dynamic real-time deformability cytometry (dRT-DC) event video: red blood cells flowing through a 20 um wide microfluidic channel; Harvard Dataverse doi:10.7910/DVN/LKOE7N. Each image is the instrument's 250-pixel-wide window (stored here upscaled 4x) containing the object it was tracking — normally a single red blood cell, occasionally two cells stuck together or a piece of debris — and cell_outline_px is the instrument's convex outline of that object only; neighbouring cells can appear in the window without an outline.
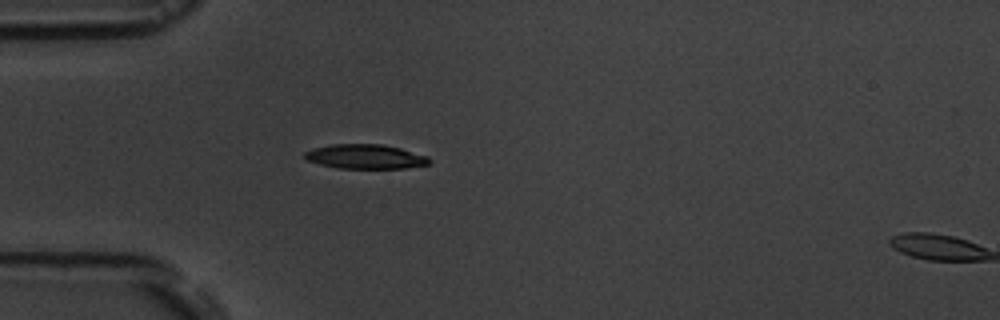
{"species": "common noctule bat (a hibernating species)", "species_latin": "Nyctalus noctula", "temperature_condition": "room temperature", "stored_images_in_passage": 5, "segment_of_instrument_passage": [1, 2], "camera_frame_rate_fps": 3000, "um_per_image_px": 0.085, "animal": {"sex": "male", "body_mass_g": 19.5, "forearm_length_mm": 54.6}, "frame": {"image": 1, "passage_image": 4, "time_ms": 4.333, "image_size_px": [1000, 320], "cell_outline_px": [[432, 160], [428, 164], [404, 168], [340, 168], [320, 164], [304, 160], [304, 152], [312, 148], [332, 144], [380, 144], [400, 148], [428, 156]], "centroid_in_image_um": [31.03, 13.3], "position_along_channel_um": 54.0, "area_um2": 17.74}}